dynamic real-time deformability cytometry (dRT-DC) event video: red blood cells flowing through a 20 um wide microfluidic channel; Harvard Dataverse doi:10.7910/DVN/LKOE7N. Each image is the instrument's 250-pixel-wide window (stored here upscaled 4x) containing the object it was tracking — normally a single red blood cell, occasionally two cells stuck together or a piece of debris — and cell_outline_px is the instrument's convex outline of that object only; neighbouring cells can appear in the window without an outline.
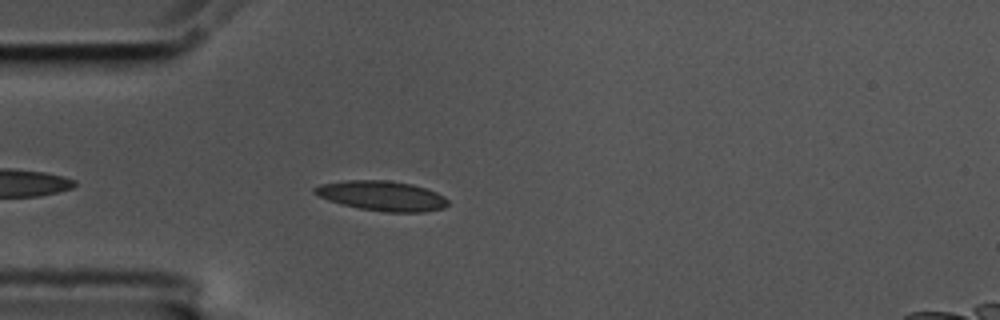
{"species": "common noctule bat (a hibernating species)", "species_latin": "Nyctalus noctula", "temperature_condition": "cold", "stored_images_in_passage": 40, "camera_frame_rate_fps": 3000, "um_per_image_px": 0.085, "animal": {"sex": "male", "body_mass_g": 17.5, "forearm_length_mm": 52.3}, "frame": {"image": 1, "passage_image": 5, "time_ms": 1.333, "image_size_px": [1000, 320], "cell_outline_px": [[448, 204], [444, 208], [424, 212], [388, 212], [360, 208], [328, 200], [312, 192], [312, 188], [320, 184], [344, 180], [388, 180], [412, 184], [436, 192], [444, 196], [448, 200]], "centroid_in_image_um": [32.47, 16.64], "position_along_channel_um": 52.5, "area_um2": 23.12}}
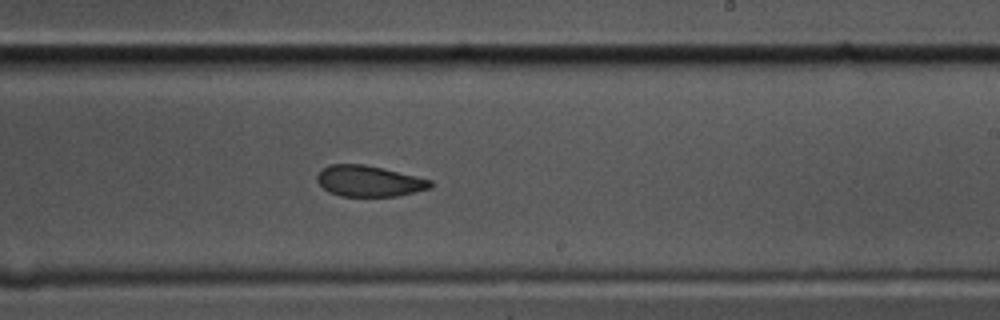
{"frame": {"image": 2, "passage_image": 23, "time_ms": 7.333, "image_size_px": [1000, 320], "cell_outline_px": [[432, 188], [396, 196], [340, 196], [328, 192], [316, 180], [316, 176], [328, 164], [364, 164], [432, 180]], "centroid_in_image_um": [31.35, 15.4], "position_along_channel_um": 257.7, "area_um2": 20.29}}
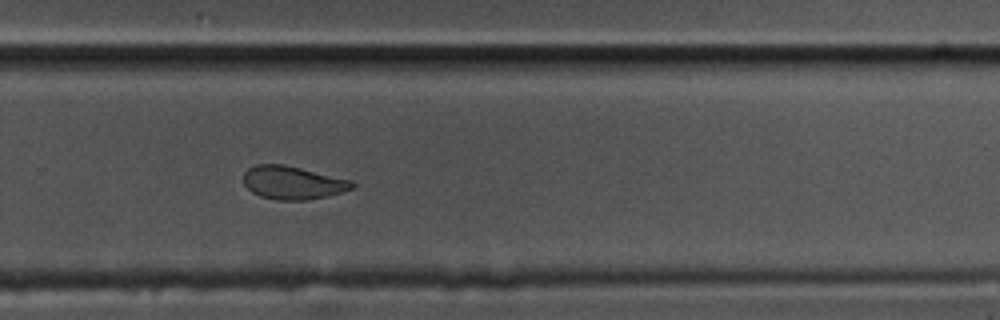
{"frame": {"image": 3, "passage_image": 27, "time_ms": 8.667, "image_size_px": [1000, 320], "cell_outline_px": [[356, 184], [352, 188], [340, 192], [324, 196], [304, 200], [276, 200], [260, 196], [252, 192], [244, 184], [244, 172], [248, 168], [256, 164], [284, 164], [352, 180]], "centroid_in_image_um": [24.85, 15.51], "position_along_channel_um": 304.9, "area_um2": 20.87}, "authors_computed_cell_mechanics": {"area_um2": 21.6172, "velocity_mm_per_s": 3.5517, "shape_relaxation_time_tau1_ms": null, "shape_relaxation_time_tau2_ms": 2.8877, "deformation_change_tau1": null, "deformation_change_tau2": 0.0829}}